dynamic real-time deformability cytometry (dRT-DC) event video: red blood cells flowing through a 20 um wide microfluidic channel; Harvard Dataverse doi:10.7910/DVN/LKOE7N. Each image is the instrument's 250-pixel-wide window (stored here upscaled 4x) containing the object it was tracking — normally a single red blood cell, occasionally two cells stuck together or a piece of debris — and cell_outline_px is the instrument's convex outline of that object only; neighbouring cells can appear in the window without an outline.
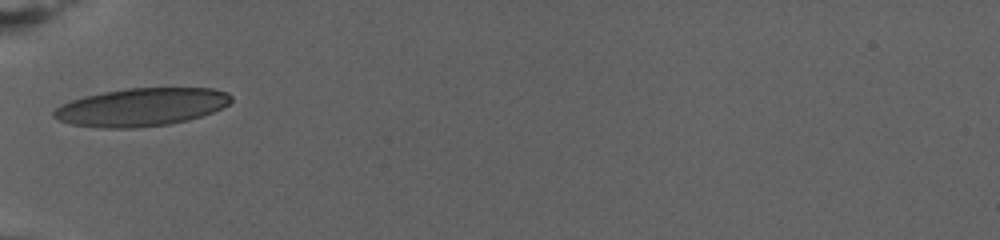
{"species": "human", "species_latin": "Homo sapiens", "temperature_condition": "warm", "stored_images_in_passage": 7, "camera_frame_rate_fps": 3000, "um_per_image_px": 0.085, "donor": {"sex": "female"}, "frame": {"image": 1, "passage_image": 1, "time_ms": 0.0, "image_size_px": [1000, 240], "cell_outline_px": [[232, 100], [228, 104], [212, 112], [188, 120], [168, 124], [136, 128], [100, 128], [72, 124], [60, 120], [52, 116], [52, 112], [56, 108], [72, 100], [84, 96], [104, 92], [128, 88], [212, 88], [228, 92], [232, 96]], "centroid_in_image_um": [12.03, 9.1], "position_along_channel_um": 73.0, "area_um2": 39.07}}
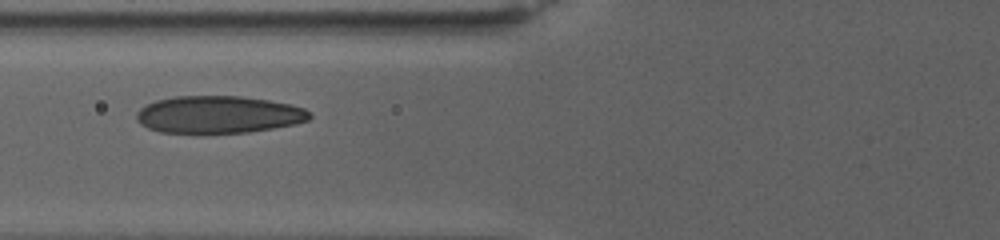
{"frame": {"image": 2, "passage_image": 5, "time_ms": 1.333, "image_size_px": [1000, 240], "cell_outline_px": [[312, 116], [308, 120], [296, 124], [248, 132], [160, 132], [148, 128], [140, 124], [136, 120], [136, 112], [140, 108], [156, 100], [176, 96], [240, 96], [268, 100], [288, 104], [304, 108]], "centroid_in_image_um": [18.55, 9.73], "position_along_channel_um": 107.2, "area_um2": 37.34}}